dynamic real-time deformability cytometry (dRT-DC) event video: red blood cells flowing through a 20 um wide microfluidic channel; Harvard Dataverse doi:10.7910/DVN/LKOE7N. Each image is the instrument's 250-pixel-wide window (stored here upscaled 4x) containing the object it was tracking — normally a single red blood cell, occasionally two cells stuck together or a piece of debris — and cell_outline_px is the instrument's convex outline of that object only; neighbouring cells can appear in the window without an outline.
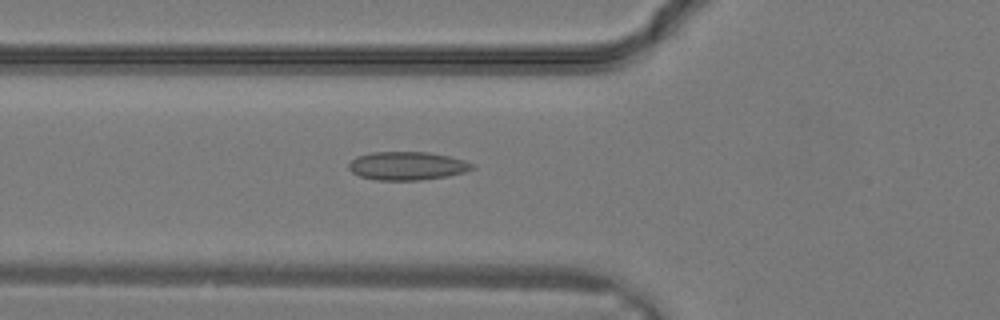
{"species": "common noctule bat (a hibernating species)", "species_latin": "Nyctalus noctula", "temperature_condition": "warm", "stored_images_in_passage": 8, "camera_frame_rate_fps": 3000, "um_per_image_px": 0.085, "animal": {"sex": "male", "body_mass_g": 19.2, "forearm_length_mm": 51.8}, "frame": {"image": 1, "passage_image": 2, "time_ms": 0.333, "image_size_px": [1000, 320], "cell_outline_px": [[476, 168], [464, 172], [448, 176], [420, 180], [376, 180], [360, 176], [352, 172], [348, 168], [348, 164], [356, 156], [372, 152], [428, 152], [448, 156], [464, 160], [476, 164]], "centroid_in_image_um": [34.63, 14.1], "position_along_channel_um": 91.2, "area_um2": 20.52}}
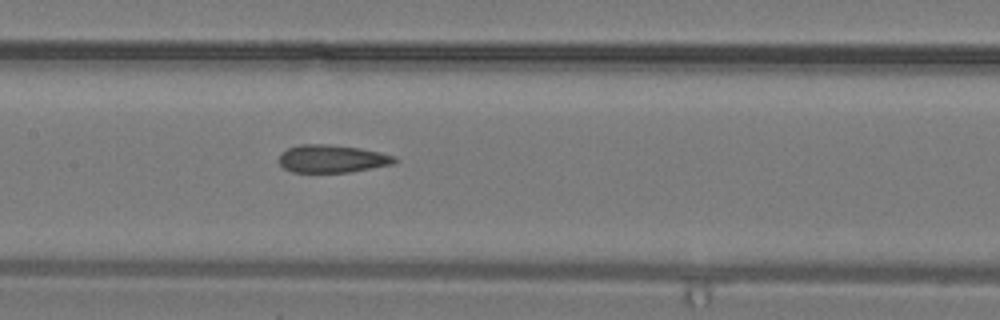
{"frame": {"image": 2, "passage_image": 6, "time_ms": 1.667, "image_size_px": [1000, 320], "cell_outline_px": [[400, 160], [392, 164], [348, 172], [292, 172], [284, 168], [280, 164], [280, 156], [288, 148], [304, 144], [328, 144], [360, 148], [380, 152], [392, 156]], "centroid_in_image_um": [28.24, 13.49], "position_along_channel_um": 179.2, "area_um2": 18.44}}
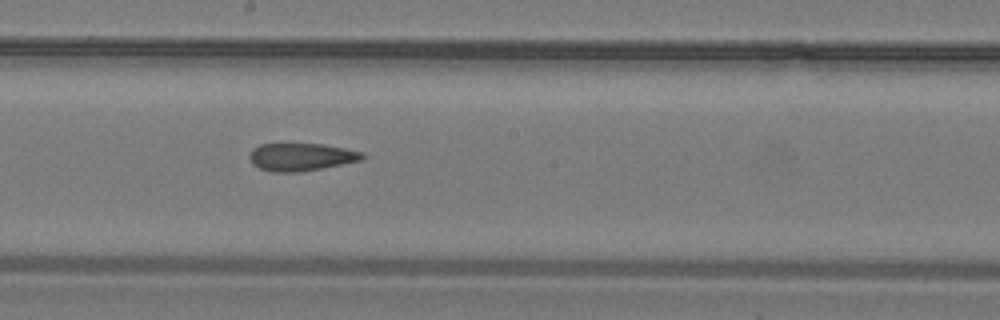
{"frame": {"image": 3, "passage_image": 8, "time_ms": 2.333, "image_size_px": [1000, 320], "cell_outline_px": [[368, 156], [364, 160], [300, 172], [272, 172], [260, 168], [252, 164], [248, 156], [252, 148], [260, 144], [324, 144], [364, 152]], "centroid_in_image_um": [25.63, 13.34], "position_along_channel_um": 222.6, "area_um2": 18.44}}